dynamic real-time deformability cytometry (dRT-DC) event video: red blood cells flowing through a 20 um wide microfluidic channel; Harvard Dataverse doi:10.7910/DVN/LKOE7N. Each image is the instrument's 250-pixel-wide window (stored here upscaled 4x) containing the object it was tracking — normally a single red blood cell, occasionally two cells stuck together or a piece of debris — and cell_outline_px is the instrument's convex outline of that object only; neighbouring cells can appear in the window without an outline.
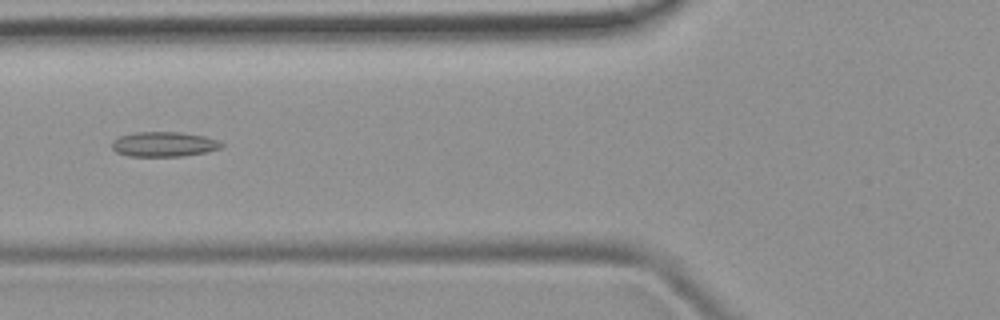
{"species": "common noctule bat (a hibernating species)", "species_latin": "Nyctalus noctula", "temperature_condition": "room temperature", "stored_images_in_passage": 3, "camera_frame_rate_fps": 3000, "um_per_image_px": 0.085, "animal": {"sex": "female", "body_mass_g": 19.9}, "frame": {"image": 1, "passage_image": 3, "time_ms": 2.333, "image_size_px": [1000, 320], "cell_outline_px": [[224, 144], [220, 148], [208, 152], [184, 156], [128, 156], [116, 152], [112, 148], [112, 140], [120, 136], [136, 132], [180, 132], [204, 136], [220, 140]], "centroid_in_image_um": [13.95, 12.26], "position_along_channel_um": 111.8, "area_um2": 16.01}}